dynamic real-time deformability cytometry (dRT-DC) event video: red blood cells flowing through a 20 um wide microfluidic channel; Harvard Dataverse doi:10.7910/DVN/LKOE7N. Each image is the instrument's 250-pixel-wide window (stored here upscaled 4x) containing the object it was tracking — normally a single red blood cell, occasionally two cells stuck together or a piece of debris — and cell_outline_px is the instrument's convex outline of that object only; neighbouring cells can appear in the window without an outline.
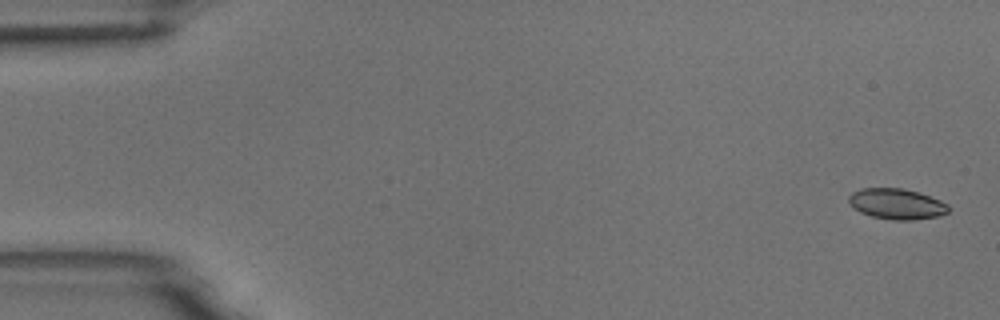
{"species": "common noctule bat (a hibernating species)", "species_latin": "Nyctalus noctula", "temperature_condition": "room temperature", "stored_images_in_passage": 6, "camera_frame_rate_fps": 3000, "um_per_image_px": 0.085, "animal": {"sex": "male", "body_mass_g": 18.8}, "frame": {"image": 1, "passage_image": 1, "time_ms": 0.0, "image_size_px": [1000, 320], "cell_outline_px": [[948, 212], [940, 216], [912, 220], [892, 220], [872, 216], [860, 212], [848, 200], [848, 196], [852, 192], [860, 188], [904, 188], [940, 200], [948, 204]], "centroid_in_image_um": [76.22, 17.33], "position_along_channel_um": 8.8, "area_um2": 17.69}}
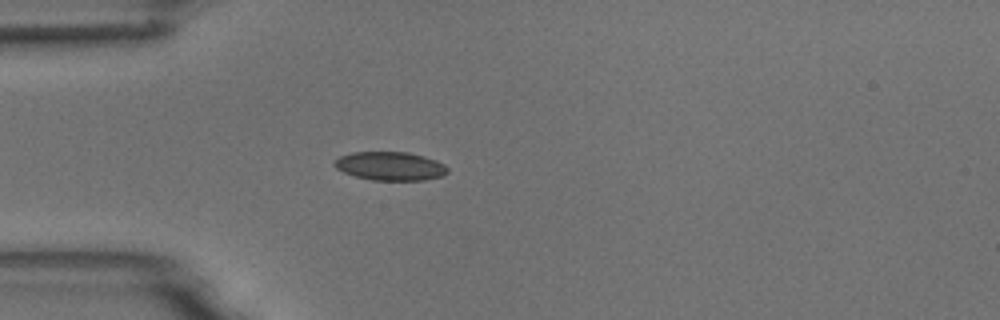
{"frame": {"image": 2, "passage_image": 5, "time_ms": 1.333, "image_size_px": [1000, 320], "cell_outline_px": [[448, 172], [444, 176], [424, 180], [372, 180], [356, 176], [344, 172], [336, 168], [332, 164], [340, 156], [352, 152], [408, 152], [424, 156], [436, 160], [444, 164], [448, 168]], "centroid_in_image_um": [33.19, 14.12], "position_along_channel_um": 51.8, "area_um2": 18.9}}